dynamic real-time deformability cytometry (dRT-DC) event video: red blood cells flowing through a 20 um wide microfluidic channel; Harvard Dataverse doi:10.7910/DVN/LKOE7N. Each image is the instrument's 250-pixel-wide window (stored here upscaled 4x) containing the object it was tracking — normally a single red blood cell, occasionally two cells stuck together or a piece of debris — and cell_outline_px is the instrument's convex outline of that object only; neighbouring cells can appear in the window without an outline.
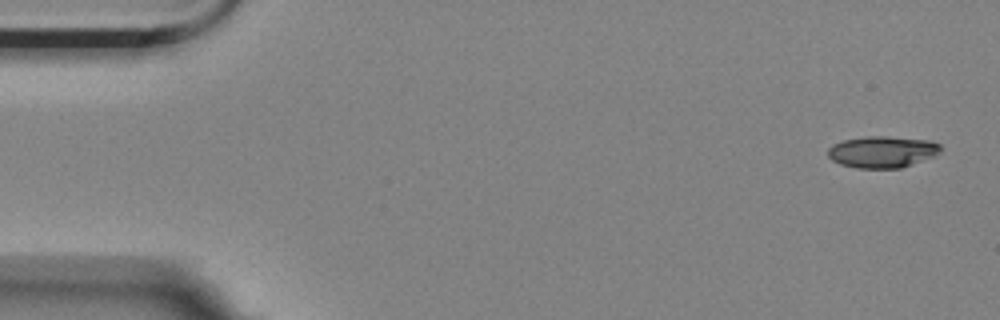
{"species": "Egyptian fruit bat (a non-hibernating species)", "species_latin": "Rousettus aegyptiacus", "temperature_condition": "room temperature", "stored_images_in_passage": 4, "camera_frame_rate_fps": 3000, "um_per_image_px": 0.085, "animal": {"sex": "female"}, "frame": {"image": 1, "passage_image": 1, "time_ms": 0.0, "image_size_px": [1000, 320], "cell_outline_px": [[940, 148], [932, 156], [900, 168], [856, 168], [840, 164], [832, 160], [828, 156], [828, 148], [832, 144], [844, 140], [868, 136], [888, 136], [928, 140], [940, 144]], "centroid_in_image_um": [74.92, 12.9], "position_along_channel_um": 10.1, "area_um2": 20.46}}
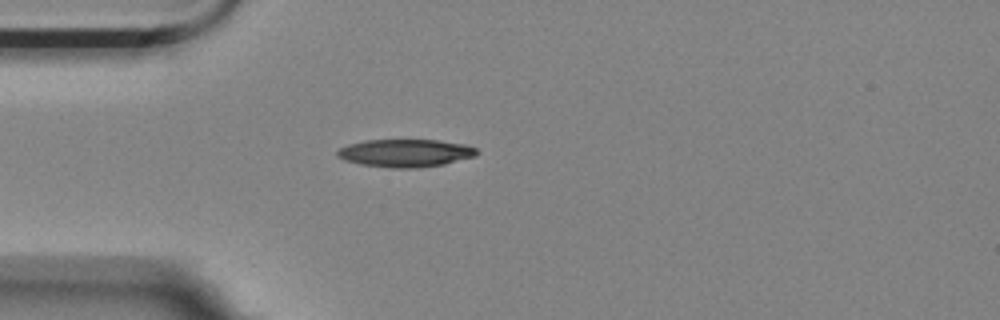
{"frame": {"image": 2, "passage_image": 4, "time_ms": 1.0, "image_size_px": [1000, 320], "cell_outline_px": [[480, 152], [476, 156], [444, 164], [420, 168], [392, 168], [360, 164], [344, 160], [336, 156], [336, 152], [340, 148], [348, 144], [364, 140], [436, 140], [464, 144], [476, 148]], "centroid_in_image_um": [34.46, 13.01], "position_along_channel_um": 50.5, "area_um2": 22.72}}